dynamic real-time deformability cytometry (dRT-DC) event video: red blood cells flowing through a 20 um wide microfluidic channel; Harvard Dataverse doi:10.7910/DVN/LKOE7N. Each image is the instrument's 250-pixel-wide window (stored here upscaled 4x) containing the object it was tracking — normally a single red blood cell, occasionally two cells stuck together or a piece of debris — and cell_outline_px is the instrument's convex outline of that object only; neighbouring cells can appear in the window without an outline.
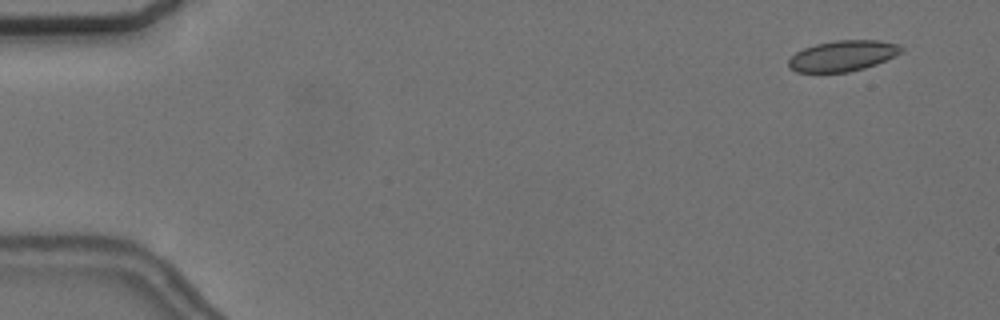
{"species": "common noctule bat (a hibernating species)", "species_latin": "Nyctalus noctula", "temperature_condition": "cold", "stored_images_in_passage": 56, "camera_frame_rate_fps": 3000, "um_per_image_px": 0.085, "animal": {"sex": "female", "body_mass_g": 24.6, "forearm_length_mm": 56.2}, "frame": {"image": 1, "passage_image": 4, "time_ms": 1.0, "image_size_px": [1000, 320], "cell_outline_px": [[904, 52], [876, 64], [864, 68], [848, 72], [796, 72], [788, 68], [788, 60], [796, 52], [804, 48], [816, 44], [836, 40], [880, 40], [896, 44], [904, 48]], "centroid_in_image_um": [71.63, 4.74], "position_along_channel_um": 13.4, "area_um2": 20.23}}
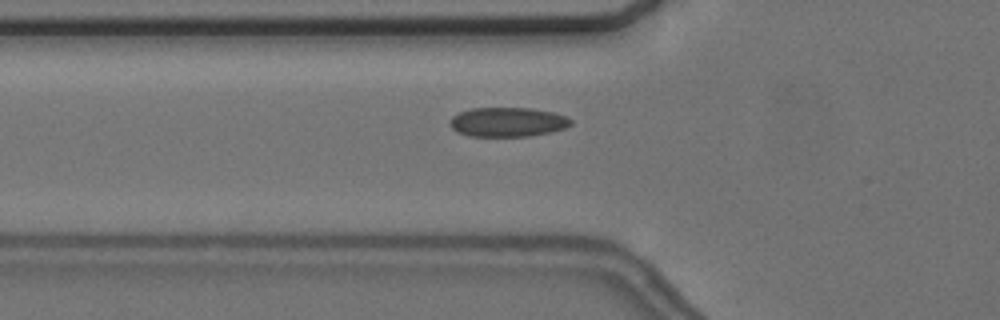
{"frame": {"image": 2, "passage_image": 20, "time_ms": 6.333, "image_size_px": [1000, 320], "cell_outline_px": [[572, 124], [564, 128], [552, 132], [528, 136], [468, 136], [456, 132], [448, 124], [452, 116], [460, 112], [472, 108], [532, 108], [556, 112], [572, 120]], "centroid_in_image_um": [43.14, 10.37], "position_along_channel_um": 82.7, "area_um2": 20.87}}
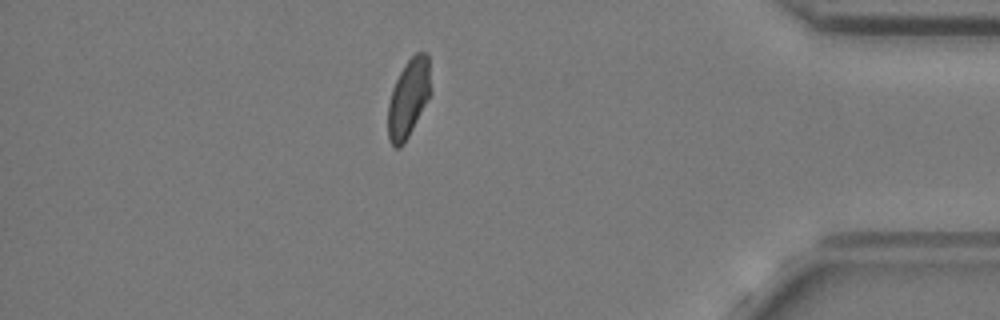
{"frame": {"image": 3, "passage_image": 49, "time_ms": 16.0, "image_size_px": [1000, 320], "cell_outline_px": [[432, 92], [404, 144], [400, 148], [396, 148], [388, 140], [388, 104], [392, 88], [404, 64], [416, 52], [428, 52]], "centroid_in_image_um": [34.74, 8.32], "position_along_channel_um": 400.5, "area_um2": 19.71}, "authors_computed_cell_mechanics": {"area_um2": 20.4323, "velocity_mm_per_s": 3.6736, "shape_relaxation_time_tau1_ms": 7.6657, "shape_relaxation_time_tau2_ms": 1.2473, "deformation_change_tau1": 0.1308, "deformation_change_tau2": 0.0657}}